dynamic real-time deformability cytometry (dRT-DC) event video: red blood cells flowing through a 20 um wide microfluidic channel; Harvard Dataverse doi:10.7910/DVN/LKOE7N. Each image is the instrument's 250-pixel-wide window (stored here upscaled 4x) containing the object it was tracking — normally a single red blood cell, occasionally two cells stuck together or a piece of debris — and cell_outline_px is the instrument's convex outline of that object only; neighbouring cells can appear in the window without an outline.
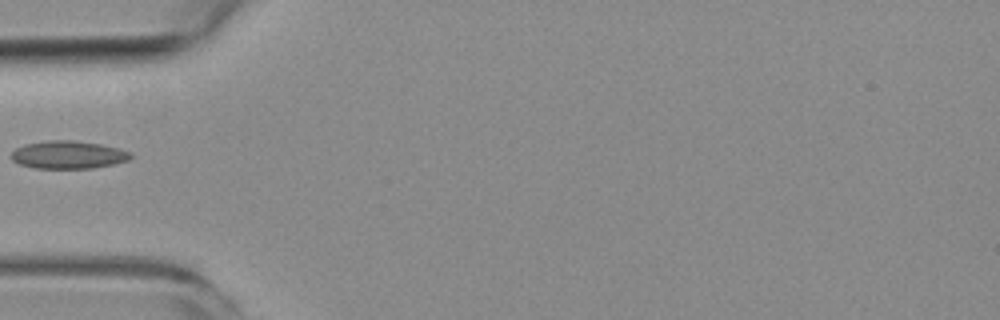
{"species": "common noctule bat (a hibernating species)", "species_latin": "Nyctalus noctula", "temperature_condition": "room temperature", "stored_images_in_passage": 2, "camera_frame_rate_fps": 3000, "um_per_image_px": 0.085, "animal": {"sex": "female", "body_mass_g": 19.3, "forearm_length_mm": 54.1}, "frame": {"image": 1, "passage_image": 1, "time_ms": 0.0, "image_size_px": [1000, 320], "cell_outline_px": [[132, 156], [128, 160], [112, 164], [92, 168], [36, 168], [20, 164], [12, 160], [12, 152], [16, 148], [24, 144], [48, 140], [72, 140], [100, 144], [120, 148], [132, 152]], "centroid_in_image_um": [5.81, 13.15], "position_along_channel_um": 79.2, "area_um2": 19.31}}
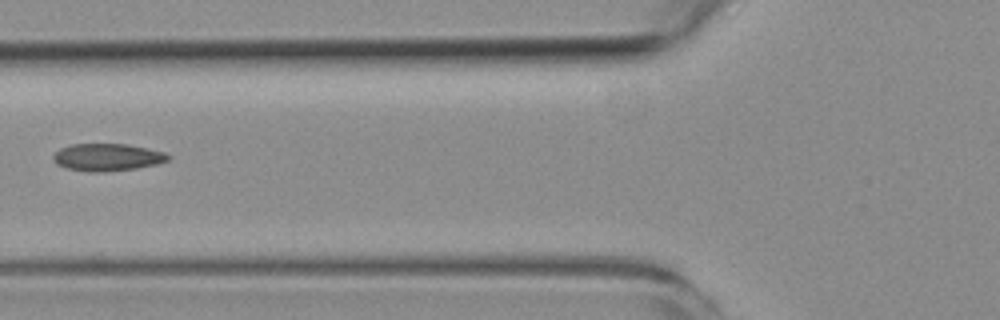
{"frame": {"image": 2, "passage_image": 2, "time_ms": 1.0, "image_size_px": [1000, 320], "cell_outline_px": [[172, 156], [168, 160], [156, 164], [136, 168], [104, 172], [88, 172], [68, 168], [56, 164], [52, 160], [52, 156], [60, 148], [72, 144], [128, 144], [148, 148], [164, 152]], "centroid_in_image_um": [9.12, 13.36], "position_along_channel_um": 116.7, "area_um2": 18.38}}